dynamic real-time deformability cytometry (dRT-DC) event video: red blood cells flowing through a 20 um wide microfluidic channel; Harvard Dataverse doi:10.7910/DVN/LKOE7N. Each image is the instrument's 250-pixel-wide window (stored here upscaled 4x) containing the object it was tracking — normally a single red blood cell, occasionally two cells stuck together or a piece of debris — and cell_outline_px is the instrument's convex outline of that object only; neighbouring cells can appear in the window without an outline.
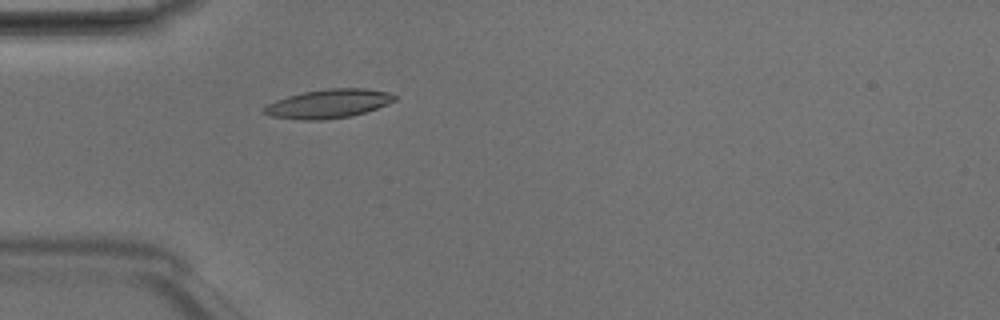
{"species": "Egyptian fruit bat (a non-hibernating species)", "species_latin": "Rousettus aegyptiacus", "temperature_condition": "room temperature", "stored_images_in_passage": 38, "camera_frame_rate_fps": 3000, "um_per_image_px": 0.085, "animal": {"sex": "male"}, "frame": {"image": 1, "passage_image": 4, "time_ms": 1.0, "image_size_px": [1000, 320], "cell_outline_px": [[396, 100], [388, 104], [352, 116], [324, 120], [304, 120], [268, 116], [260, 112], [260, 108], [276, 100], [288, 96], [304, 92], [328, 88], [364, 88], [388, 92], [396, 96]], "centroid_in_image_um": [27.87, 8.82], "position_along_channel_um": 57.1, "area_um2": 22.08}}
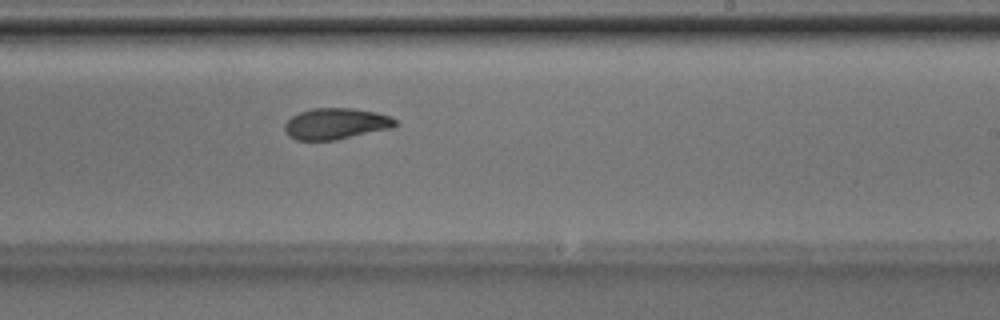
{"frame": {"image": 2, "passage_image": 19, "time_ms": 6.0, "image_size_px": [1000, 320], "cell_outline_px": [[396, 124], [392, 128], [336, 140], [296, 140], [288, 136], [284, 128], [284, 124], [292, 116], [300, 112], [312, 108], [352, 108], [376, 112], [388, 116], [396, 120]], "centroid_in_image_um": [28.52, 10.52], "position_along_channel_um": 260.5, "area_um2": 20.06}}
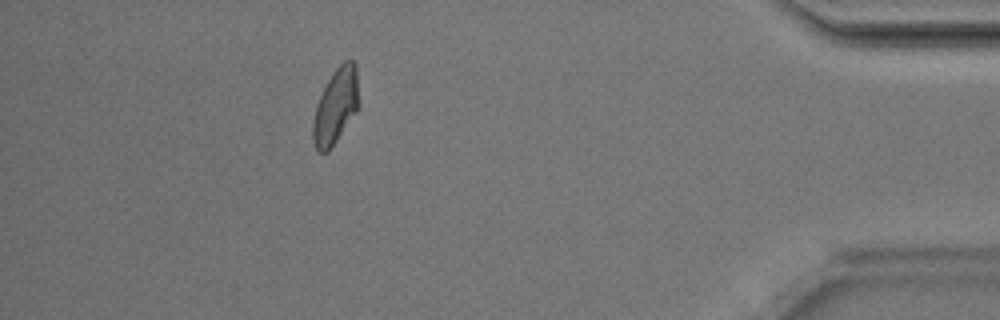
{"frame": {"image": 3, "passage_image": 33, "time_ms": 10.667, "image_size_px": [1000, 320], "cell_outline_px": [[360, 108], [328, 152], [316, 152], [312, 140], [312, 120], [316, 104], [328, 80], [336, 68], [344, 60], [352, 60], [356, 64], [360, 104]], "centroid_in_image_um": [28.55, 9.05], "position_along_channel_um": 406.7, "area_um2": 20.58}, "authors_computed_cell_mechanics": {"area_um2": 20.4901, "velocity_mm_per_s": 4.1764, "shape_relaxation_time_tau1_ms": 5.4123, "shape_relaxation_time_tau2_ms": 2.7917, "deformation_change_tau1": 0.1564, "deformation_change_tau2": 0.0868}}